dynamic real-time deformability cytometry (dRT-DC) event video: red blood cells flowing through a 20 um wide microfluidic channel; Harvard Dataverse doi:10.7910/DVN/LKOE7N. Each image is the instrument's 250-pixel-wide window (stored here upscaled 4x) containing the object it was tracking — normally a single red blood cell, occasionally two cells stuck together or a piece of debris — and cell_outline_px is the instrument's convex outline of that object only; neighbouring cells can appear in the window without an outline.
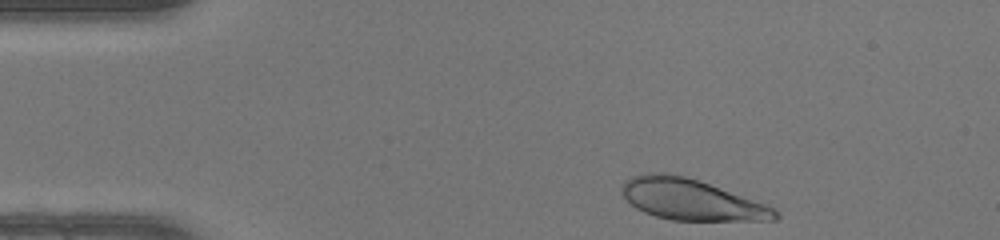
{"species": "human", "species_latin": "Homo sapiens", "temperature_condition": "warm", "stored_images_in_passage": 35, "camera_frame_rate_fps": 3000, "um_per_image_px": 0.085, "donor": {"sex": "female"}, "frame": {"image": 1, "passage_image": 1, "time_ms": 0.0, "image_size_px": [1000, 240], "cell_outline_px": [[780, 216], [776, 220], [672, 220], [656, 216], [644, 212], [636, 208], [624, 196], [624, 180], [632, 176], [648, 172], [664, 172], [684, 176], [708, 184], [764, 204], [780, 212]], "centroid_in_image_um": [58.73, 16.97], "position_along_channel_um": 26.3, "area_um2": 35.84}}
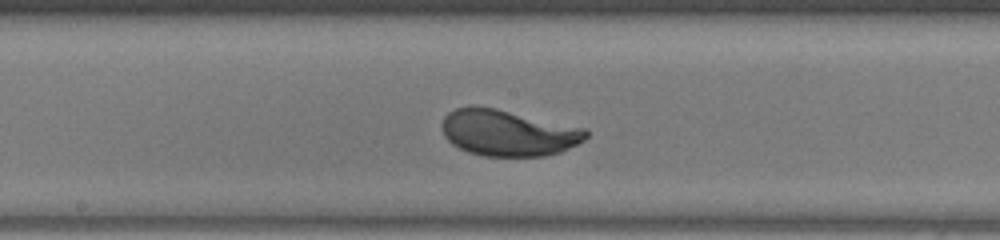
{"frame": {"image": 2, "passage_image": 19, "time_ms": 6.0, "image_size_px": [1000, 240], "cell_outline_px": [[588, 136], [584, 140], [560, 152], [544, 156], [484, 156], [468, 152], [452, 144], [444, 136], [440, 124], [444, 116], [448, 112], [456, 108], [468, 104], [472, 104], [496, 108], [588, 128]], "centroid_in_image_um": [43.16, 11.26], "position_along_channel_um": 205.0, "area_um2": 39.36}}
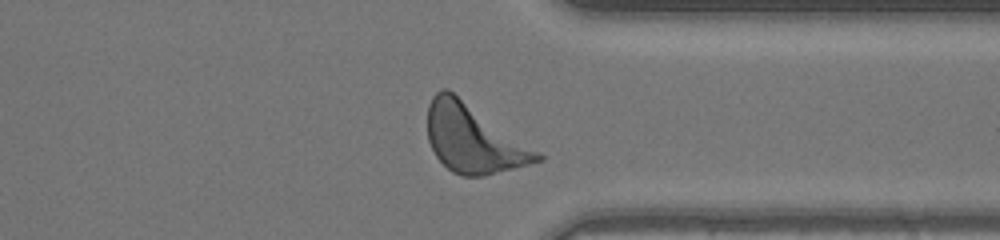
{"frame": {"image": 3, "passage_image": 31, "time_ms": 10.0, "image_size_px": [1000, 240], "cell_outline_px": [[544, 160], [484, 176], [460, 176], [452, 172], [436, 156], [428, 140], [428, 104], [432, 96], [440, 88], [448, 88], [540, 152], [544, 156]], "centroid_in_image_um": [40.23, 11.78], "position_along_channel_um": 371.2, "area_um2": 43.41}, "authors_computed_cell_mechanics": {"area_um2": 38.5526, "velocity_mm_per_s": 4.2148, "shape_relaxation_time_tau1_ms": 2.1757, "shape_relaxation_time_tau2_ms": null, "deformation_change_tau1": 0.1801, "deformation_change_tau2": null}}